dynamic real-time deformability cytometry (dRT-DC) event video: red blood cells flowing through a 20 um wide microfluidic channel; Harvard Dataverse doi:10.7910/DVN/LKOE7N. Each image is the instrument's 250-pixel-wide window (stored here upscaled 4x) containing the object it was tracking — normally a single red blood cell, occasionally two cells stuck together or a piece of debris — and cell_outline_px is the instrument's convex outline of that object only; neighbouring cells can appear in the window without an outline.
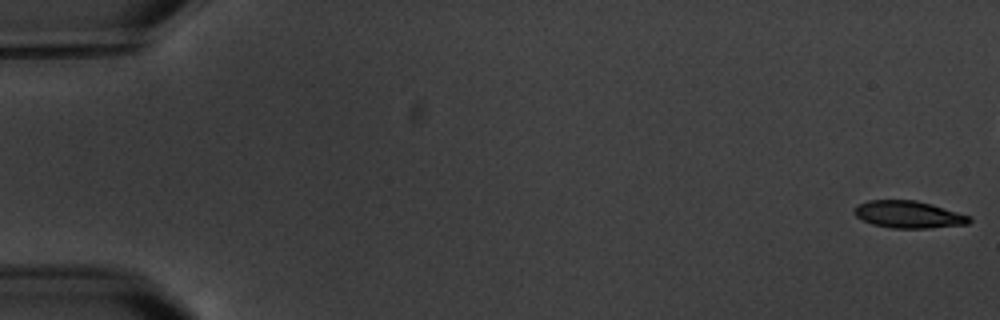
{"species": "common noctule bat (a hibernating species)", "species_latin": "Nyctalus noctula", "temperature_condition": "warm", "stored_images_in_passage": 6, "camera_frame_rate_fps": 3000, "um_per_image_px": 0.085, "animal": {"sex": "male", "body_mass_g": 20.1, "forearm_length_mm": 53.5}, "frame": {"image": 1, "passage_image": 1, "time_ms": 0.0, "image_size_px": [1000, 320], "cell_outline_px": [[972, 220], [968, 224], [928, 228], [892, 228], [872, 224], [856, 216], [852, 212], [856, 204], [868, 200], [916, 200], [932, 204], [972, 216]], "centroid_in_image_um": [77.22, 18.22], "position_along_channel_um": 7.8, "area_um2": 18.38}}